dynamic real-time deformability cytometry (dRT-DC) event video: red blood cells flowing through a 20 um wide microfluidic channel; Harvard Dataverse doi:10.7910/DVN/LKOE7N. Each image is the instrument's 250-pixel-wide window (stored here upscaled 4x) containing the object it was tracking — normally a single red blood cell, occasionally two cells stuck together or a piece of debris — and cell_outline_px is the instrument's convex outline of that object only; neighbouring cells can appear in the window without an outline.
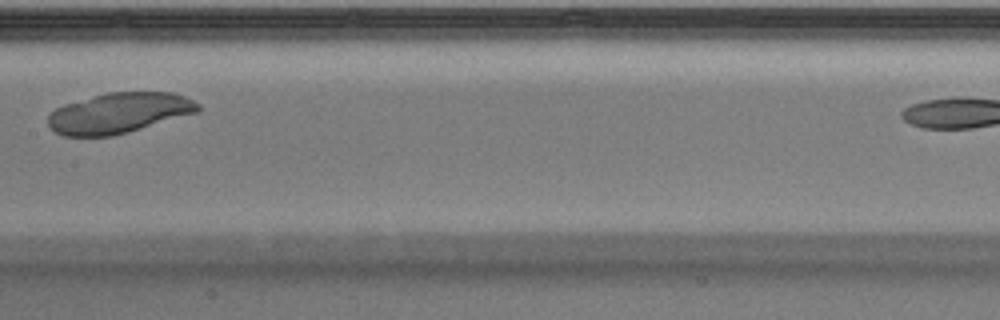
{"species": "Egyptian fruit bat (a non-hibernating species)", "species_latin": "Rousettus aegyptiacus", "temperature_condition": "warm", "stored_images_in_passage": 22, "camera_frame_rate_fps": 3000, "um_per_image_px": 0.085, "animal": {"sex": "male"}, "frame": {"image": 1, "passage_image": 13, "time_ms": 4.0, "image_size_px": [1000, 320], "cell_outline_px": [[200, 112], [128, 132], [112, 136], [64, 136], [56, 132], [48, 124], [48, 116], [56, 108], [64, 104], [108, 92], [176, 92], [200, 104]], "centroid_in_image_um": [10.15, 9.6], "position_along_channel_um": 197.2, "area_um2": 35.32}}